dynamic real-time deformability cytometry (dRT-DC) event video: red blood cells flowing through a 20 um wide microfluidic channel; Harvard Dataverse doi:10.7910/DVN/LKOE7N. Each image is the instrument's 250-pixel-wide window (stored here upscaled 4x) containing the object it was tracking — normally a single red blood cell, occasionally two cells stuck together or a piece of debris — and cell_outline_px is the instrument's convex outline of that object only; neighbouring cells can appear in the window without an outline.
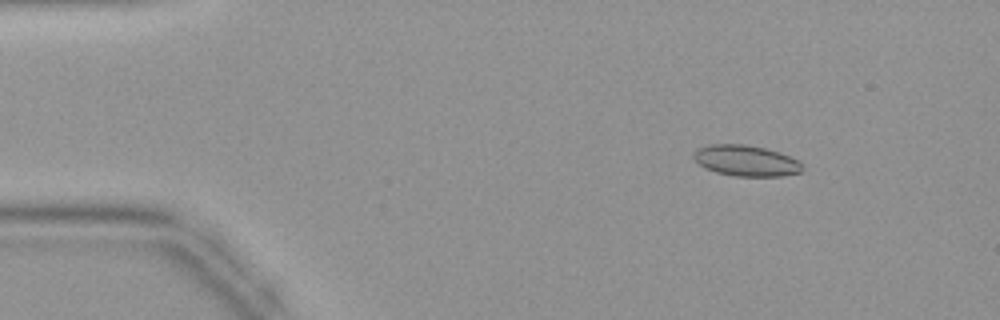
{"species": "common noctule bat (a hibernating species)", "species_latin": "Nyctalus noctula", "temperature_condition": "warm", "stored_images_in_passage": 39, "camera_frame_rate_fps": 3000, "um_per_image_px": 0.085, "animal": {"sex": "female", "body_mass_g": 19.9}, "frame": {"image": 1, "passage_image": 1, "time_ms": 0.0, "image_size_px": [1000, 320], "cell_outline_px": [[804, 168], [800, 172], [780, 176], [736, 176], [716, 172], [704, 168], [692, 156], [696, 148], [708, 144], [744, 144], [764, 148], [780, 152], [800, 160], [804, 164]], "centroid_in_image_um": [63.43, 13.65], "position_along_channel_um": 21.6, "area_um2": 19.77}}
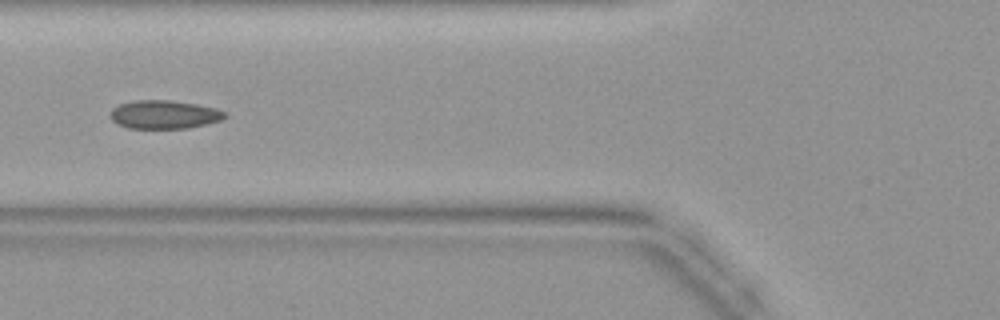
{"frame": {"image": 2, "passage_image": 12, "time_ms": 3.667, "image_size_px": [1000, 320], "cell_outline_px": [[228, 116], [220, 120], [188, 128], [128, 128], [116, 124], [108, 116], [112, 108], [120, 104], [132, 100], [168, 100], [196, 104], [216, 108], [224, 112]], "centroid_in_image_um": [13.9, 9.73], "position_along_channel_um": 111.9, "area_um2": 19.02}}
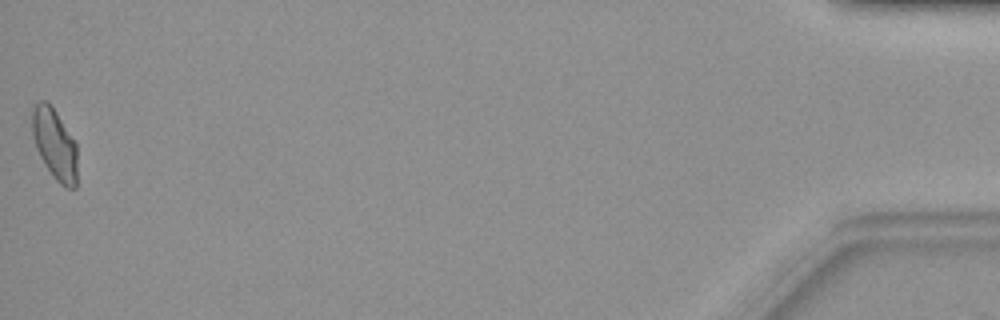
{"frame": {"image": 3, "passage_image": 39, "time_ms": 12.667, "image_size_px": [1000, 320], "cell_outline_px": [[76, 188], [64, 188], [56, 180], [44, 164], [36, 148], [32, 136], [32, 104], [40, 100], [44, 100], [56, 112], [76, 144]], "centroid_in_image_um": [4.62, 12.26], "position_along_channel_um": 430.6, "area_um2": 18.5}}